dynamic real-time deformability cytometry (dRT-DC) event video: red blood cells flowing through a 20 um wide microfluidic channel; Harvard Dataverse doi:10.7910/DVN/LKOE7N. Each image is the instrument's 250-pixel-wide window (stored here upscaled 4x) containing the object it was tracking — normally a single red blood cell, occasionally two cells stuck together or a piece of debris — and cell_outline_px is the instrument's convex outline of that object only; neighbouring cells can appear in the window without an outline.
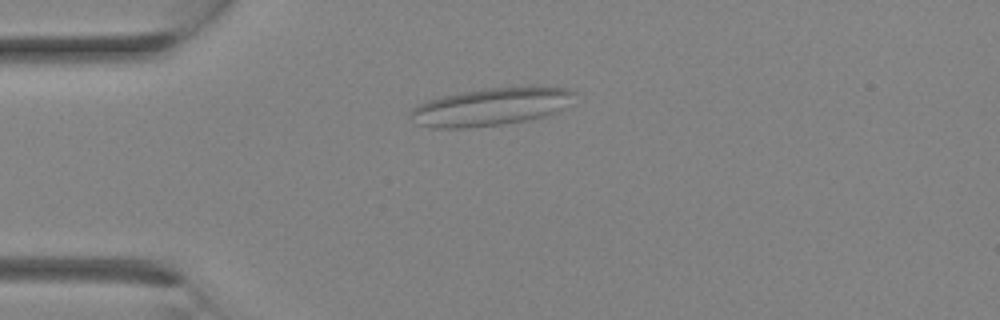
{"species": "Egyptian fruit bat (a non-hibernating species)", "species_latin": "Rousettus aegyptiacus", "temperature_condition": "room temperature", "stored_images_in_passage": 6, "camera_frame_rate_fps": 3000, "um_per_image_px": 0.085, "animal": {"sex": "female"}, "frame": {"image": 1, "passage_image": 1, "time_ms": 0.0, "image_size_px": [1000, 320], "cell_outline_px": [[576, 92], [564, 108], [548, 116], [528, 120], [504, 124], [464, 128], [428, 128], [416, 124], [408, 112], [412, 108], [428, 100], [440, 96], [464, 92], [492, 88], [568, 88]], "centroid_in_image_um": [41.66, 9.11], "position_along_channel_um": 43.3, "area_um2": 35.55}}